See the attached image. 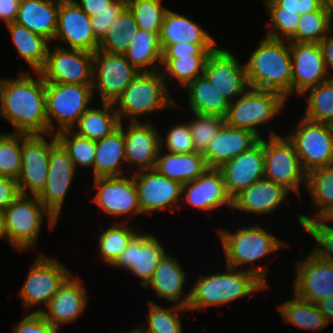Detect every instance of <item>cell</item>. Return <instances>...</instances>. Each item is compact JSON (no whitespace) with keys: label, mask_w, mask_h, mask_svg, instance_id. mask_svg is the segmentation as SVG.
I'll list each match as a JSON object with an SVG mask.
<instances>
[{"label":"cell","mask_w":333,"mask_h":333,"mask_svg":"<svg viewBox=\"0 0 333 333\" xmlns=\"http://www.w3.org/2000/svg\"><path fill=\"white\" fill-rule=\"evenodd\" d=\"M189 16L168 10L162 23L159 42L162 52L170 45L181 42L217 43L210 32L200 27Z\"/></svg>","instance_id":"obj_33"},{"label":"cell","mask_w":333,"mask_h":333,"mask_svg":"<svg viewBox=\"0 0 333 333\" xmlns=\"http://www.w3.org/2000/svg\"><path fill=\"white\" fill-rule=\"evenodd\" d=\"M29 70L15 78L0 77V118L16 133L48 134L46 83L40 74Z\"/></svg>","instance_id":"obj_1"},{"label":"cell","mask_w":333,"mask_h":333,"mask_svg":"<svg viewBox=\"0 0 333 333\" xmlns=\"http://www.w3.org/2000/svg\"><path fill=\"white\" fill-rule=\"evenodd\" d=\"M120 333H123V332H120ZM125 333H139V332L133 327L129 331L127 330V332H125Z\"/></svg>","instance_id":"obj_65"},{"label":"cell","mask_w":333,"mask_h":333,"mask_svg":"<svg viewBox=\"0 0 333 333\" xmlns=\"http://www.w3.org/2000/svg\"><path fill=\"white\" fill-rule=\"evenodd\" d=\"M124 56L139 72L159 71L162 60L159 36L138 29L136 37L130 42V47Z\"/></svg>","instance_id":"obj_39"},{"label":"cell","mask_w":333,"mask_h":333,"mask_svg":"<svg viewBox=\"0 0 333 333\" xmlns=\"http://www.w3.org/2000/svg\"><path fill=\"white\" fill-rule=\"evenodd\" d=\"M145 233V234H144ZM167 250L158 237L139 231L128 243L125 250L111 266L114 269L129 271V274L139 278L140 287L144 289L153 277L160 259Z\"/></svg>","instance_id":"obj_17"},{"label":"cell","mask_w":333,"mask_h":333,"mask_svg":"<svg viewBox=\"0 0 333 333\" xmlns=\"http://www.w3.org/2000/svg\"><path fill=\"white\" fill-rule=\"evenodd\" d=\"M94 99L92 85L46 83L48 134L71 130Z\"/></svg>","instance_id":"obj_8"},{"label":"cell","mask_w":333,"mask_h":333,"mask_svg":"<svg viewBox=\"0 0 333 333\" xmlns=\"http://www.w3.org/2000/svg\"><path fill=\"white\" fill-rule=\"evenodd\" d=\"M4 212L8 245L18 252L30 251L37 245L45 219L50 231L58 223L36 195L20 194Z\"/></svg>","instance_id":"obj_6"},{"label":"cell","mask_w":333,"mask_h":333,"mask_svg":"<svg viewBox=\"0 0 333 333\" xmlns=\"http://www.w3.org/2000/svg\"><path fill=\"white\" fill-rule=\"evenodd\" d=\"M225 269L223 272L218 270L211 274H200L196 278L190 286L189 311L224 307L237 299L252 297L255 292L267 290V286L253 273L228 266Z\"/></svg>","instance_id":"obj_4"},{"label":"cell","mask_w":333,"mask_h":333,"mask_svg":"<svg viewBox=\"0 0 333 333\" xmlns=\"http://www.w3.org/2000/svg\"><path fill=\"white\" fill-rule=\"evenodd\" d=\"M280 8L296 11L299 15L319 11L323 0H273Z\"/></svg>","instance_id":"obj_56"},{"label":"cell","mask_w":333,"mask_h":333,"mask_svg":"<svg viewBox=\"0 0 333 333\" xmlns=\"http://www.w3.org/2000/svg\"><path fill=\"white\" fill-rule=\"evenodd\" d=\"M232 199L242 190L264 178V137L219 168Z\"/></svg>","instance_id":"obj_26"},{"label":"cell","mask_w":333,"mask_h":333,"mask_svg":"<svg viewBox=\"0 0 333 333\" xmlns=\"http://www.w3.org/2000/svg\"><path fill=\"white\" fill-rule=\"evenodd\" d=\"M218 47V43H188L170 44L163 52L162 59H179L180 57H209Z\"/></svg>","instance_id":"obj_53"},{"label":"cell","mask_w":333,"mask_h":333,"mask_svg":"<svg viewBox=\"0 0 333 333\" xmlns=\"http://www.w3.org/2000/svg\"><path fill=\"white\" fill-rule=\"evenodd\" d=\"M323 5L328 11L333 13V0H323Z\"/></svg>","instance_id":"obj_63"},{"label":"cell","mask_w":333,"mask_h":333,"mask_svg":"<svg viewBox=\"0 0 333 333\" xmlns=\"http://www.w3.org/2000/svg\"><path fill=\"white\" fill-rule=\"evenodd\" d=\"M139 74L124 54L107 53L99 49L93 53L92 87L94 97L98 92L100 103H114Z\"/></svg>","instance_id":"obj_15"},{"label":"cell","mask_w":333,"mask_h":333,"mask_svg":"<svg viewBox=\"0 0 333 333\" xmlns=\"http://www.w3.org/2000/svg\"><path fill=\"white\" fill-rule=\"evenodd\" d=\"M286 103L287 100L276 92L249 88L229 104L224 122L228 126L251 131L261 139L265 137L261 126L266 127L279 116Z\"/></svg>","instance_id":"obj_7"},{"label":"cell","mask_w":333,"mask_h":333,"mask_svg":"<svg viewBox=\"0 0 333 333\" xmlns=\"http://www.w3.org/2000/svg\"><path fill=\"white\" fill-rule=\"evenodd\" d=\"M324 220L329 223L333 222V210L324 218Z\"/></svg>","instance_id":"obj_64"},{"label":"cell","mask_w":333,"mask_h":333,"mask_svg":"<svg viewBox=\"0 0 333 333\" xmlns=\"http://www.w3.org/2000/svg\"><path fill=\"white\" fill-rule=\"evenodd\" d=\"M303 258L296 257L294 263L293 293L314 304L333 296V263L319 258L312 251Z\"/></svg>","instance_id":"obj_18"},{"label":"cell","mask_w":333,"mask_h":333,"mask_svg":"<svg viewBox=\"0 0 333 333\" xmlns=\"http://www.w3.org/2000/svg\"><path fill=\"white\" fill-rule=\"evenodd\" d=\"M65 43L69 49L94 53L98 50L99 41L96 39L91 26V18L74 0L59 3L57 30L53 42Z\"/></svg>","instance_id":"obj_23"},{"label":"cell","mask_w":333,"mask_h":333,"mask_svg":"<svg viewBox=\"0 0 333 333\" xmlns=\"http://www.w3.org/2000/svg\"><path fill=\"white\" fill-rule=\"evenodd\" d=\"M306 189L311 199L313 216L297 214L296 219L301 228L307 221L324 219L333 210V164L308 172Z\"/></svg>","instance_id":"obj_31"},{"label":"cell","mask_w":333,"mask_h":333,"mask_svg":"<svg viewBox=\"0 0 333 333\" xmlns=\"http://www.w3.org/2000/svg\"><path fill=\"white\" fill-rule=\"evenodd\" d=\"M57 142L56 134L22 133V164L17 179L20 194L37 196L43 190L50 150Z\"/></svg>","instance_id":"obj_12"},{"label":"cell","mask_w":333,"mask_h":333,"mask_svg":"<svg viewBox=\"0 0 333 333\" xmlns=\"http://www.w3.org/2000/svg\"><path fill=\"white\" fill-rule=\"evenodd\" d=\"M76 170L68 152L57 142L50 150L48 175L45 187L37 195L44 207L59 220Z\"/></svg>","instance_id":"obj_20"},{"label":"cell","mask_w":333,"mask_h":333,"mask_svg":"<svg viewBox=\"0 0 333 333\" xmlns=\"http://www.w3.org/2000/svg\"><path fill=\"white\" fill-rule=\"evenodd\" d=\"M292 59V96L329 80L325 61L317 43L289 42Z\"/></svg>","instance_id":"obj_25"},{"label":"cell","mask_w":333,"mask_h":333,"mask_svg":"<svg viewBox=\"0 0 333 333\" xmlns=\"http://www.w3.org/2000/svg\"><path fill=\"white\" fill-rule=\"evenodd\" d=\"M245 62L249 87L273 91L287 101L292 96V59L289 41L262 36Z\"/></svg>","instance_id":"obj_3"},{"label":"cell","mask_w":333,"mask_h":333,"mask_svg":"<svg viewBox=\"0 0 333 333\" xmlns=\"http://www.w3.org/2000/svg\"><path fill=\"white\" fill-rule=\"evenodd\" d=\"M260 138L253 132L234 128L225 123L203 153L207 166L220 168L223 164L254 146Z\"/></svg>","instance_id":"obj_29"},{"label":"cell","mask_w":333,"mask_h":333,"mask_svg":"<svg viewBox=\"0 0 333 333\" xmlns=\"http://www.w3.org/2000/svg\"><path fill=\"white\" fill-rule=\"evenodd\" d=\"M127 222H115L102 230L98 236V252L104 263L111 267L127 247L131 239L139 232L130 228Z\"/></svg>","instance_id":"obj_41"},{"label":"cell","mask_w":333,"mask_h":333,"mask_svg":"<svg viewBox=\"0 0 333 333\" xmlns=\"http://www.w3.org/2000/svg\"><path fill=\"white\" fill-rule=\"evenodd\" d=\"M302 228L315 241L311 251L319 258L333 263V226L324 219H315L307 221Z\"/></svg>","instance_id":"obj_51"},{"label":"cell","mask_w":333,"mask_h":333,"mask_svg":"<svg viewBox=\"0 0 333 333\" xmlns=\"http://www.w3.org/2000/svg\"><path fill=\"white\" fill-rule=\"evenodd\" d=\"M207 59L208 57L162 59L160 71L168 88L170 89L169 85L173 80L178 82L180 89L185 88L193 80L203 75Z\"/></svg>","instance_id":"obj_45"},{"label":"cell","mask_w":333,"mask_h":333,"mask_svg":"<svg viewBox=\"0 0 333 333\" xmlns=\"http://www.w3.org/2000/svg\"><path fill=\"white\" fill-rule=\"evenodd\" d=\"M201 333H207L206 328L201 331Z\"/></svg>","instance_id":"obj_66"},{"label":"cell","mask_w":333,"mask_h":333,"mask_svg":"<svg viewBox=\"0 0 333 333\" xmlns=\"http://www.w3.org/2000/svg\"><path fill=\"white\" fill-rule=\"evenodd\" d=\"M59 2L21 0L15 22L53 43L57 30Z\"/></svg>","instance_id":"obj_32"},{"label":"cell","mask_w":333,"mask_h":333,"mask_svg":"<svg viewBox=\"0 0 333 333\" xmlns=\"http://www.w3.org/2000/svg\"><path fill=\"white\" fill-rule=\"evenodd\" d=\"M126 164L135 167L130 174L155 169L161 149V132L156 125L145 119L141 122H123ZM132 172V173H131Z\"/></svg>","instance_id":"obj_21"},{"label":"cell","mask_w":333,"mask_h":333,"mask_svg":"<svg viewBox=\"0 0 333 333\" xmlns=\"http://www.w3.org/2000/svg\"><path fill=\"white\" fill-rule=\"evenodd\" d=\"M318 44L325 61L328 76L330 79H333V75L329 71V69L333 70V30Z\"/></svg>","instance_id":"obj_60"},{"label":"cell","mask_w":333,"mask_h":333,"mask_svg":"<svg viewBox=\"0 0 333 333\" xmlns=\"http://www.w3.org/2000/svg\"><path fill=\"white\" fill-rule=\"evenodd\" d=\"M268 128V138L264 137V178L282 185L290 193L294 192L299 199L302 196L301 186L306 188L307 173L288 138L270 129V126Z\"/></svg>","instance_id":"obj_9"},{"label":"cell","mask_w":333,"mask_h":333,"mask_svg":"<svg viewBox=\"0 0 333 333\" xmlns=\"http://www.w3.org/2000/svg\"><path fill=\"white\" fill-rule=\"evenodd\" d=\"M19 195L17 180L0 176V209L5 210Z\"/></svg>","instance_id":"obj_57"},{"label":"cell","mask_w":333,"mask_h":333,"mask_svg":"<svg viewBox=\"0 0 333 333\" xmlns=\"http://www.w3.org/2000/svg\"><path fill=\"white\" fill-rule=\"evenodd\" d=\"M270 21L266 22L265 37L289 40L297 31L300 15L296 11L280 8L273 0H261Z\"/></svg>","instance_id":"obj_46"},{"label":"cell","mask_w":333,"mask_h":333,"mask_svg":"<svg viewBox=\"0 0 333 333\" xmlns=\"http://www.w3.org/2000/svg\"><path fill=\"white\" fill-rule=\"evenodd\" d=\"M13 333H58L41 313H25L23 319L13 327Z\"/></svg>","instance_id":"obj_55"},{"label":"cell","mask_w":333,"mask_h":333,"mask_svg":"<svg viewBox=\"0 0 333 333\" xmlns=\"http://www.w3.org/2000/svg\"><path fill=\"white\" fill-rule=\"evenodd\" d=\"M90 18L106 9L114 0H74Z\"/></svg>","instance_id":"obj_59"},{"label":"cell","mask_w":333,"mask_h":333,"mask_svg":"<svg viewBox=\"0 0 333 333\" xmlns=\"http://www.w3.org/2000/svg\"><path fill=\"white\" fill-rule=\"evenodd\" d=\"M125 163L123 122H120L119 127L110 135L96 140L95 160L92 168L93 179L129 175L130 169L124 170L128 172L126 174L123 171L122 165Z\"/></svg>","instance_id":"obj_30"},{"label":"cell","mask_w":333,"mask_h":333,"mask_svg":"<svg viewBox=\"0 0 333 333\" xmlns=\"http://www.w3.org/2000/svg\"><path fill=\"white\" fill-rule=\"evenodd\" d=\"M331 125V128H332V132H333V122L330 124Z\"/></svg>","instance_id":"obj_68"},{"label":"cell","mask_w":333,"mask_h":333,"mask_svg":"<svg viewBox=\"0 0 333 333\" xmlns=\"http://www.w3.org/2000/svg\"><path fill=\"white\" fill-rule=\"evenodd\" d=\"M171 92L160 70L140 72L113 103L119 121L141 122L148 114L180 108Z\"/></svg>","instance_id":"obj_5"},{"label":"cell","mask_w":333,"mask_h":333,"mask_svg":"<svg viewBox=\"0 0 333 333\" xmlns=\"http://www.w3.org/2000/svg\"><path fill=\"white\" fill-rule=\"evenodd\" d=\"M138 29L131 10L126 7L99 42L98 49L107 53L124 54L136 37Z\"/></svg>","instance_id":"obj_42"},{"label":"cell","mask_w":333,"mask_h":333,"mask_svg":"<svg viewBox=\"0 0 333 333\" xmlns=\"http://www.w3.org/2000/svg\"><path fill=\"white\" fill-rule=\"evenodd\" d=\"M95 196L92 202L116 222L129 223L131 217L143 215L139 205L138 193L133 174L118 177H99L93 179ZM125 217L120 219L118 217ZM130 218V219H129ZM118 219V221H117Z\"/></svg>","instance_id":"obj_13"},{"label":"cell","mask_w":333,"mask_h":333,"mask_svg":"<svg viewBox=\"0 0 333 333\" xmlns=\"http://www.w3.org/2000/svg\"><path fill=\"white\" fill-rule=\"evenodd\" d=\"M21 0H0V22H15Z\"/></svg>","instance_id":"obj_58"},{"label":"cell","mask_w":333,"mask_h":333,"mask_svg":"<svg viewBox=\"0 0 333 333\" xmlns=\"http://www.w3.org/2000/svg\"><path fill=\"white\" fill-rule=\"evenodd\" d=\"M301 96L307 100L303 117L324 124L333 122V79L320 83Z\"/></svg>","instance_id":"obj_44"},{"label":"cell","mask_w":333,"mask_h":333,"mask_svg":"<svg viewBox=\"0 0 333 333\" xmlns=\"http://www.w3.org/2000/svg\"><path fill=\"white\" fill-rule=\"evenodd\" d=\"M73 274L59 287L46 309L41 306L37 309L58 332L61 326L75 323L84 314L90 299L82 278Z\"/></svg>","instance_id":"obj_22"},{"label":"cell","mask_w":333,"mask_h":333,"mask_svg":"<svg viewBox=\"0 0 333 333\" xmlns=\"http://www.w3.org/2000/svg\"><path fill=\"white\" fill-rule=\"evenodd\" d=\"M7 241V232H6V222H5V212L0 209V240Z\"/></svg>","instance_id":"obj_62"},{"label":"cell","mask_w":333,"mask_h":333,"mask_svg":"<svg viewBox=\"0 0 333 333\" xmlns=\"http://www.w3.org/2000/svg\"><path fill=\"white\" fill-rule=\"evenodd\" d=\"M22 164V133H0V176L17 180Z\"/></svg>","instance_id":"obj_49"},{"label":"cell","mask_w":333,"mask_h":333,"mask_svg":"<svg viewBox=\"0 0 333 333\" xmlns=\"http://www.w3.org/2000/svg\"><path fill=\"white\" fill-rule=\"evenodd\" d=\"M147 305V324L134 327L139 333H184L181 314L187 308L175 304L162 306L152 300H148Z\"/></svg>","instance_id":"obj_40"},{"label":"cell","mask_w":333,"mask_h":333,"mask_svg":"<svg viewBox=\"0 0 333 333\" xmlns=\"http://www.w3.org/2000/svg\"><path fill=\"white\" fill-rule=\"evenodd\" d=\"M294 127L285 136L293 144L306 173L333 164V132L330 124L301 116Z\"/></svg>","instance_id":"obj_11"},{"label":"cell","mask_w":333,"mask_h":333,"mask_svg":"<svg viewBox=\"0 0 333 333\" xmlns=\"http://www.w3.org/2000/svg\"><path fill=\"white\" fill-rule=\"evenodd\" d=\"M199 211H216L224 206L232 209L233 199L229 195L219 168L208 167L198 178L182 186L181 203Z\"/></svg>","instance_id":"obj_24"},{"label":"cell","mask_w":333,"mask_h":333,"mask_svg":"<svg viewBox=\"0 0 333 333\" xmlns=\"http://www.w3.org/2000/svg\"><path fill=\"white\" fill-rule=\"evenodd\" d=\"M296 33L288 40L298 43H319L333 30V13L323 6L319 11L300 15Z\"/></svg>","instance_id":"obj_43"},{"label":"cell","mask_w":333,"mask_h":333,"mask_svg":"<svg viewBox=\"0 0 333 333\" xmlns=\"http://www.w3.org/2000/svg\"><path fill=\"white\" fill-rule=\"evenodd\" d=\"M162 3L163 0H127V7L131 10L139 29L159 36L169 10Z\"/></svg>","instance_id":"obj_47"},{"label":"cell","mask_w":333,"mask_h":333,"mask_svg":"<svg viewBox=\"0 0 333 333\" xmlns=\"http://www.w3.org/2000/svg\"><path fill=\"white\" fill-rule=\"evenodd\" d=\"M100 106L88 108L71 131L78 136L96 141L116 130L120 121L113 103L101 102Z\"/></svg>","instance_id":"obj_36"},{"label":"cell","mask_w":333,"mask_h":333,"mask_svg":"<svg viewBox=\"0 0 333 333\" xmlns=\"http://www.w3.org/2000/svg\"><path fill=\"white\" fill-rule=\"evenodd\" d=\"M58 142L68 152L75 168L79 166L92 170L95 160L96 141L78 136L71 130L56 134Z\"/></svg>","instance_id":"obj_48"},{"label":"cell","mask_w":333,"mask_h":333,"mask_svg":"<svg viewBox=\"0 0 333 333\" xmlns=\"http://www.w3.org/2000/svg\"><path fill=\"white\" fill-rule=\"evenodd\" d=\"M186 89L190 112L225 117L230 102L206 79L199 76Z\"/></svg>","instance_id":"obj_35"},{"label":"cell","mask_w":333,"mask_h":333,"mask_svg":"<svg viewBox=\"0 0 333 333\" xmlns=\"http://www.w3.org/2000/svg\"><path fill=\"white\" fill-rule=\"evenodd\" d=\"M215 230L221 242L225 266L253 273L268 289L269 283L266 277L269 267L266 264L260 266L256 263L258 260L261 262L260 260L267 255L270 256L269 254L286 249L289 243L272 235L266 227L257 223L241 226L234 231L220 227Z\"/></svg>","instance_id":"obj_2"},{"label":"cell","mask_w":333,"mask_h":333,"mask_svg":"<svg viewBox=\"0 0 333 333\" xmlns=\"http://www.w3.org/2000/svg\"><path fill=\"white\" fill-rule=\"evenodd\" d=\"M184 121L176 123L174 126L172 124L171 128L166 130L167 134L163 133L162 135L161 132V150L176 154L196 152L188 122Z\"/></svg>","instance_id":"obj_52"},{"label":"cell","mask_w":333,"mask_h":333,"mask_svg":"<svg viewBox=\"0 0 333 333\" xmlns=\"http://www.w3.org/2000/svg\"><path fill=\"white\" fill-rule=\"evenodd\" d=\"M292 295L290 299L275 306L285 322L298 329L311 331H321L329 325L317 304L301 299L294 293Z\"/></svg>","instance_id":"obj_38"},{"label":"cell","mask_w":333,"mask_h":333,"mask_svg":"<svg viewBox=\"0 0 333 333\" xmlns=\"http://www.w3.org/2000/svg\"><path fill=\"white\" fill-rule=\"evenodd\" d=\"M217 47L209 55L203 75L231 103L250 87L245 63L226 47Z\"/></svg>","instance_id":"obj_16"},{"label":"cell","mask_w":333,"mask_h":333,"mask_svg":"<svg viewBox=\"0 0 333 333\" xmlns=\"http://www.w3.org/2000/svg\"><path fill=\"white\" fill-rule=\"evenodd\" d=\"M207 168L203 153L176 154L161 149L155 166L161 175L182 185L198 178Z\"/></svg>","instance_id":"obj_34"},{"label":"cell","mask_w":333,"mask_h":333,"mask_svg":"<svg viewBox=\"0 0 333 333\" xmlns=\"http://www.w3.org/2000/svg\"><path fill=\"white\" fill-rule=\"evenodd\" d=\"M133 176L143 214L174 212L180 208L183 186L180 182L161 175L156 169L133 173Z\"/></svg>","instance_id":"obj_19"},{"label":"cell","mask_w":333,"mask_h":333,"mask_svg":"<svg viewBox=\"0 0 333 333\" xmlns=\"http://www.w3.org/2000/svg\"><path fill=\"white\" fill-rule=\"evenodd\" d=\"M289 193L282 185L263 178L237 194L231 210L254 216H270L284 202L290 204L287 202Z\"/></svg>","instance_id":"obj_28"},{"label":"cell","mask_w":333,"mask_h":333,"mask_svg":"<svg viewBox=\"0 0 333 333\" xmlns=\"http://www.w3.org/2000/svg\"><path fill=\"white\" fill-rule=\"evenodd\" d=\"M188 125L193 138L196 152L204 153L209 147L211 140L223 126L224 117L217 115H202L190 113Z\"/></svg>","instance_id":"obj_50"},{"label":"cell","mask_w":333,"mask_h":333,"mask_svg":"<svg viewBox=\"0 0 333 333\" xmlns=\"http://www.w3.org/2000/svg\"><path fill=\"white\" fill-rule=\"evenodd\" d=\"M320 312L325 316L328 324L333 322V296L327 297L317 303Z\"/></svg>","instance_id":"obj_61"},{"label":"cell","mask_w":333,"mask_h":333,"mask_svg":"<svg viewBox=\"0 0 333 333\" xmlns=\"http://www.w3.org/2000/svg\"><path fill=\"white\" fill-rule=\"evenodd\" d=\"M18 56L22 57L33 72H40L45 66L50 42L16 22L6 25Z\"/></svg>","instance_id":"obj_37"},{"label":"cell","mask_w":333,"mask_h":333,"mask_svg":"<svg viewBox=\"0 0 333 333\" xmlns=\"http://www.w3.org/2000/svg\"><path fill=\"white\" fill-rule=\"evenodd\" d=\"M187 273L183 269L182 264L167 252L160 259L153 277L144 287L155 292L158 298H164L172 304L187 308L190 299V288L185 290L187 283Z\"/></svg>","instance_id":"obj_27"},{"label":"cell","mask_w":333,"mask_h":333,"mask_svg":"<svg viewBox=\"0 0 333 333\" xmlns=\"http://www.w3.org/2000/svg\"><path fill=\"white\" fill-rule=\"evenodd\" d=\"M18 296L24 310L37 313L34 307L48 306L59 287L73 273L55 257L39 252L35 255ZM31 309V310H30Z\"/></svg>","instance_id":"obj_10"},{"label":"cell","mask_w":333,"mask_h":333,"mask_svg":"<svg viewBox=\"0 0 333 333\" xmlns=\"http://www.w3.org/2000/svg\"><path fill=\"white\" fill-rule=\"evenodd\" d=\"M127 7V0H114L105 10L91 18V26L96 39L100 42L114 20Z\"/></svg>","instance_id":"obj_54"},{"label":"cell","mask_w":333,"mask_h":333,"mask_svg":"<svg viewBox=\"0 0 333 333\" xmlns=\"http://www.w3.org/2000/svg\"><path fill=\"white\" fill-rule=\"evenodd\" d=\"M53 1H56V2L60 3V2L65 1V0H53Z\"/></svg>","instance_id":"obj_67"},{"label":"cell","mask_w":333,"mask_h":333,"mask_svg":"<svg viewBox=\"0 0 333 333\" xmlns=\"http://www.w3.org/2000/svg\"><path fill=\"white\" fill-rule=\"evenodd\" d=\"M52 47H48L45 66L40 71L45 83L92 85L93 53L58 43Z\"/></svg>","instance_id":"obj_14"}]
</instances>
